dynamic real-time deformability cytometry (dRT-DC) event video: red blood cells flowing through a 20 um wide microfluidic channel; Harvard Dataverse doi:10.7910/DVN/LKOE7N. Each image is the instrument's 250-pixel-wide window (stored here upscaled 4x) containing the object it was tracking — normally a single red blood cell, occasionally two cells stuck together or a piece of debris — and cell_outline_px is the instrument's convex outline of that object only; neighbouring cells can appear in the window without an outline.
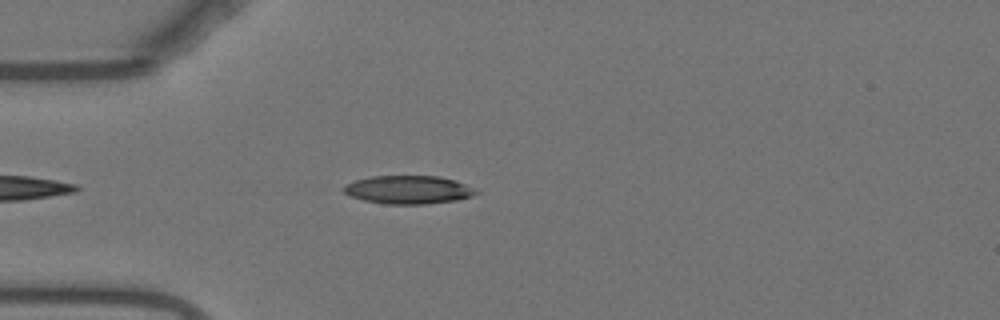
{"species": "Egyptian fruit bat (a non-hibernating species)", "species_latin": "Rousettus aegyptiacus", "temperature_condition": "warm", "stored_images_in_passage": 50, "camera_frame_rate_fps": 3000, "um_per_image_px": 0.085, "animal": {"sex": "female"}, "frame": {"image": 1, "passage_image": 11, "time_ms": 3.333, "image_size_px": [1000, 320], "cell_outline_px": [[480, 192], [472, 196], [456, 200], [424, 204], [384, 204], [364, 200], [352, 196], [344, 192], [344, 188], [348, 184], [356, 180], [372, 176], [436, 176], [456, 180], [476, 188]], "centroid_in_image_um": [34.78, 16.13], "position_along_channel_um": 50.2, "area_um2": 21.68}}
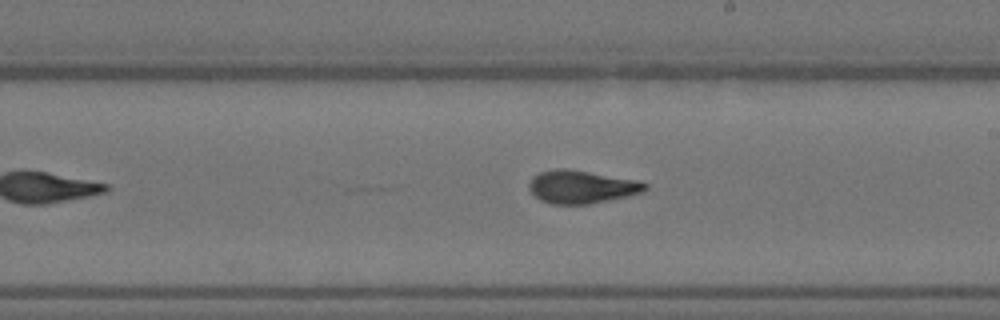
{"frame": {"image": 2, "passage_image": 27, "time_ms": 8.667, "image_size_px": [1000, 320], "cell_outline_px": [[648, 188], [644, 192], [628, 196], [588, 204], [552, 204], [540, 200], [528, 188], [528, 184], [532, 176], [540, 172], [556, 168], [568, 168], [640, 180], [648, 184]], "centroid_in_image_um": [49.46, 15.87], "position_along_channel_um": 239.5, "area_um2": 22.6}}
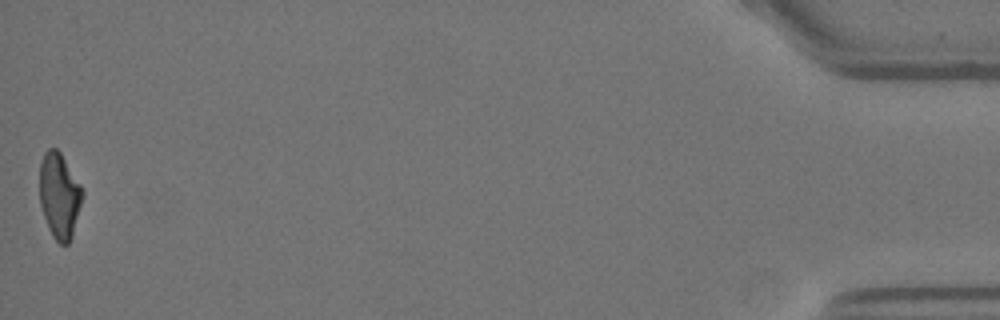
{"frame": {"image": 3, "passage_image": 50, "time_ms": 16.333, "image_size_px": [1000, 320], "cell_outline_px": [[84, 192], [72, 236], [68, 244], [60, 244], [52, 236], [48, 228], [40, 204], [40, 164], [44, 152], [48, 148], [56, 148], [60, 152], [80, 184]], "centroid_in_image_um": [5.04, 16.62], "position_along_channel_um": 430.2, "area_um2": 21.15}, "authors_computed_cell_mechanics": {"area_um2": 21.675, "velocity_mm_per_s": 3.7463, "shape_relaxation_time_tau1_ms": 4.3211, "shape_relaxation_time_tau2_ms": 1.4186, "deformation_change_tau1": 0.1942, "deformation_change_tau2": 0.0959}}